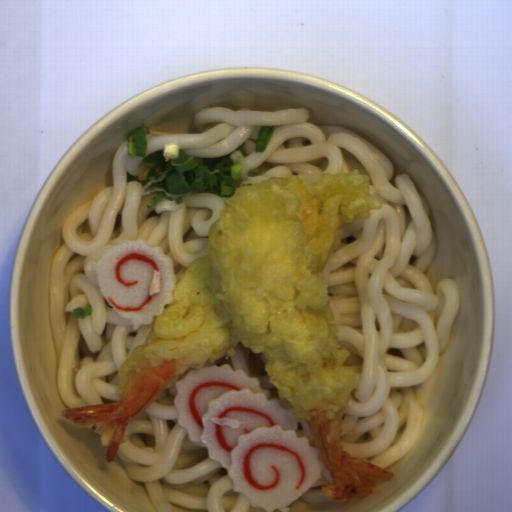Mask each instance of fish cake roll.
<instances>
[{"instance_id": "obj_2", "label": "fish cake roll", "mask_w": 512, "mask_h": 512, "mask_svg": "<svg viewBox=\"0 0 512 512\" xmlns=\"http://www.w3.org/2000/svg\"><path fill=\"white\" fill-rule=\"evenodd\" d=\"M90 270L102 297L131 320L134 330L154 324L174 301L177 275L172 260L141 239L115 244Z\"/></svg>"}, {"instance_id": "obj_1", "label": "fish cake roll", "mask_w": 512, "mask_h": 512, "mask_svg": "<svg viewBox=\"0 0 512 512\" xmlns=\"http://www.w3.org/2000/svg\"><path fill=\"white\" fill-rule=\"evenodd\" d=\"M173 389L178 424L250 505L269 512L297 503L327 468L308 423L291 420L288 400L245 371L203 364Z\"/></svg>"}]
</instances>
